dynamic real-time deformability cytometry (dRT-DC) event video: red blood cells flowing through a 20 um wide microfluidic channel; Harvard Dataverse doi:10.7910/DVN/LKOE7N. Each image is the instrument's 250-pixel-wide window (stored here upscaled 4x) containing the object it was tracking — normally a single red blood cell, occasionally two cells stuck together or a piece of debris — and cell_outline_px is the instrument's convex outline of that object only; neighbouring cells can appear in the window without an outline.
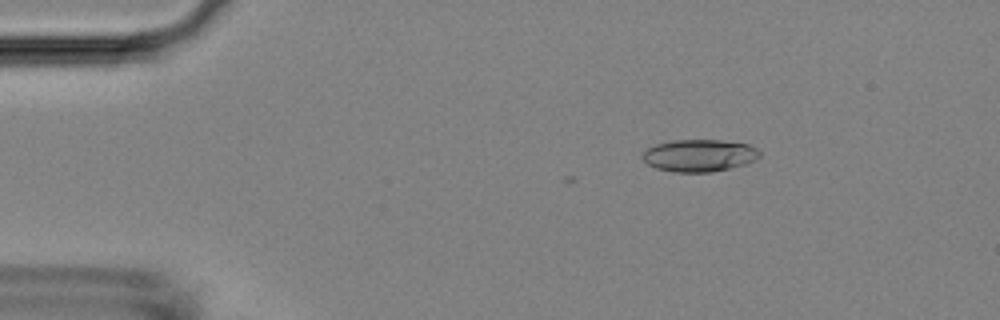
{"species": "Egyptian fruit bat (a non-hibernating species)", "species_latin": "Rousettus aegyptiacus", "temperature_condition": "room temperature", "stored_images_in_passage": 9, "camera_frame_rate_fps": 3000, "um_per_image_px": 0.085, "animal": {"sex": "female"}, "frame": {"image": 1, "passage_image": 6, "time_ms": 1.667, "image_size_px": [1000, 320], "cell_outline_px": [[760, 156], [756, 160], [744, 164], [712, 172], [672, 172], [656, 168], [648, 164], [640, 156], [640, 152], [644, 148], [656, 144], [672, 140], [720, 140], [748, 144], [756, 148], [760, 152]], "centroid_in_image_um": [59.38, 13.21], "position_along_channel_um": 25.6, "area_um2": 22.2}}